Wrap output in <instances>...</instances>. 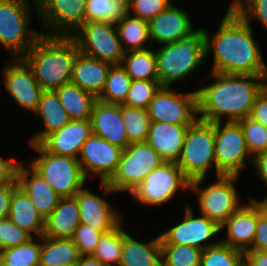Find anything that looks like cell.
Listing matches in <instances>:
<instances>
[{"mask_svg":"<svg viewBox=\"0 0 267 266\" xmlns=\"http://www.w3.org/2000/svg\"><path fill=\"white\" fill-rule=\"evenodd\" d=\"M253 28L231 6L218 30L211 37L204 31L205 58L213 52L209 72L267 75L260 47L253 38Z\"/></svg>","mask_w":267,"mask_h":266,"instance_id":"obj_1","label":"cell"},{"mask_svg":"<svg viewBox=\"0 0 267 266\" xmlns=\"http://www.w3.org/2000/svg\"><path fill=\"white\" fill-rule=\"evenodd\" d=\"M211 85L197 89L198 119L206 122L238 121L250 116L267 75L210 72Z\"/></svg>","mask_w":267,"mask_h":266,"instance_id":"obj_2","label":"cell"},{"mask_svg":"<svg viewBox=\"0 0 267 266\" xmlns=\"http://www.w3.org/2000/svg\"><path fill=\"white\" fill-rule=\"evenodd\" d=\"M78 53V46L71 36L42 34L21 59L43 91H55L71 83Z\"/></svg>","mask_w":267,"mask_h":266,"instance_id":"obj_3","label":"cell"},{"mask_svg":"<svg viewBox=\"0 0 267 266\" xmlns=\"http://www.w3.org/2000/svg\"><path fill=\"white\" fill-rule=\"evenodd\" d=\"M203 28L190 31L177 42L162 44L155 51L157 72L161 86H172L176 81H184L196 70L205 58Z\"/></svg>","mask_w":267,"mask_h":266,"instance_id":"obj_4","label":"cell"},{"mask_svg":"<svg viewBox=\"0 0 267 266\" xmlns=\"http://www.w3.org/2000/svg\"><path fill=\"white\" fill-rule=\"evenodd\" d=\"M215 123L197 119L188 126L178 167L190 180L205 178L208 169L215 167Z\"/></svg>","mask_w":267,"mask_h":266,"instance_id":"obj_5","label":"cell"},{"mask_svg":"<svg viewBox=\"0 0 267 266\" xmlns=\"http://www.w3.org/2000/svg\"><path fill=\"white\" fill-rule=\"evenodd\" d=\"M164 161L147 142L130 143L122 151L115 174L108 182H100L105 194L132 192L155 168Z\"/></svg>","mask_w":267,"mask_h":266,"instance_id":"obj_6","label":"cell"},{"mask_svg":"<svg viewBox=\"0 0 267 266\" xmlns=\"http://www.w3.org/2000/svg\"><path fill=\"white\" fill-rule=\"evenodd\" d=\"M31 8L28 0H0V44L13 59L26 54L42 35L29 29Z\"/></svg>","mask_w":267,"mask_h":266,"instance_id":"obj_7","label":"cell"},{"mask_svg":"<svg viewBox=\"0 0 267 266\" xmlns=\"http://www.w3.org/2000/svg\"><path fill=\"white\" fill-rule=\"evenodd\" d=\"M29 145L40 154L29 165L61 197H74L86 184L78 158L50 153L39 143Z\"/></svg>","mask_w":267,"mask_h":266,"instance_id":"obj_8","label":"cell"},{"mask_svg":"<svg viewBox=\"0 0 267 266\" xmlns=\"http://www.w3.org/2000/svg\"><path fill=\"white\" fill-rule=\"evenodd\" d=\"M239 176H218L216 183L201 188L205 178L190 181V189L197 194L201 214L221 226L244 204L235 186Z\"/></svg>","mask_w":267,"mask_h":266,"instance_id":"obj_9","label":"cell"},{"mask_svg":"<svg viewBox=\"0 0 267 266\" xmlns=\"http://www.w3.org/2000/svg\"><path fill=\"white\" fill-rule=\"evenodd\" d=\"M71 37L81 53L113 65H121L125 54L115 24L84 22Z\"/></svg>","mask_w":267,"mask_h":266,"instance_id":"obj_10","label":"cell"},{"mask_svg":"<svg viewBox=\"0 0 267 266\" xmlns=\"http://www.w3.org/2000/svg\"><path fill=\"white\" fill-rule=\"evenodd\" d=\"M216 177L240 176L246 159L253 161L238 121L215 122Z\"/></svg>","mask_w":267,"mask_h":266,"instance_id":"obj_11","label":"cell"},{"mask_svg":"<svg viewBox=\"0 0 267 266\" xmlns=\"http://www.w3.org/2000/svg\"><path fill=\"white\" fill-rule=\"evenodd\" d=\"M180 188L189 190L190 180L176 163L163 162L130 194L142 205L155 206L169 202Z\"/></svg>","mask_w":267,"mask_h":266,"instance_id":"obj_12","label":"cell"},{"mask_svg":"<svg viewBox=\"0 0 267 266\" xmlns=\"http://www.w3.org/2000/svg\"><path fill=\"white\" fill-rule=\"evenodd\" d=\"M151 121L192 125L198 119L197 91L177 93L161 86L147 107Z\"/></svg>","mask_w":267,"mask_h":266,"instance_id":"obj_13","label":"cell"},{"mask_svg":"<svg viewBox=\"0 0 267 266\" xmlns=\"http://www.w3.org/2000/svg\"><path fill=\"white\" fill-rule=\"evenodd\" d=\"M45 35L71 36L83 23L86 0H37Z\"/></svg>","mask_w":267,"mask_h":266,"instance_id":"obj_14","label":"cell"},{"mask_svg":"<svg viewBox=\"0 0 267 266\" xmlns=\"http://www.w3.org/2000/svg\"><path fill=\"white\" fill-rule=\"evenodd\" d=\"M220 232V226L201 214L195 217L189 205L186 206L183 221L160 234L161 244L189 245L204 250L219 242L207 243Z\"/></svg>","mask_w":267,"mask_h":266,"instance_id":"obj_15","label":"cell"},{"mask_svg":"<svg viewBox=\"0 0 267 266\" xmlns=\"http://www.w3.org/2000/svg\"><path fill=\"white\" fill-rule=\"evenodd\" d=\"M123 149L92 134L82 145L78 160L87 179L88 174L108 182L115 174ZM90 172V173H89Z\"/></svg>","mask_w":267,"mask_h":266,"instance_id":"obj_16","label":"cell"},{"mask_svg":"<svg viewBox=\"0 0 267 266\" xmlns=\"http://www.w3.org/2000/svg\"><path fill=\"white\" fill-rule=\"evenodd\" d=\"M10 62L3 68L5 88L15 103L35 113L43 90L21 58L11 59Z\"/></svg>","mask_w":267,"mask_h":266,"instance_id":"obj_17","label":"cell"},{"mask_svg":"<svg viewBox=\"0 0 267 266\" xmlns=\"http://www.w3.org/2000/svg\"><path fill=\"white\" fill-rule=\"evenodd\" d=\"M91 135L90 119L70 120L61 129L46 135L39 144L50 153L78 158L83 143Z\"/></svg>","mask_w":267,"mask_h":266,"instance_id":"obj_18","label":"cell"},{"mask_svg":"<svg viewBox=\"0 0 267 266\" xmlns=\"http://www.w3.org/2000/svg\"><path fill=\"white\" fill-rule=\"evenodd\" d=\"M90 122L92 134L123 150L130 144L121 116V104L97 100L93 106Z\"/></svg>","mask_w":267,"mask_h":266,"instance_id":"obj_19","label":"cell"},{"mask_svg":"<svg viewBox=\"0 0 267 266\" xmlns=\"http://www.w3.org/2000/svg\"><path fill=\"white\" fill-rule=\"evenodd\" d=\"M249 201L220 226V230L227 228L228 235L227 239L220 242L243 253L252 250L257 225V202L253 197Z\"/></svg>","mask_w":267,"mask_h":266,"instance_id":"obj_20","label":"cell"},{"mask_svg":"<svg viewBox=\"0 0 267 266\" xmlns=\"http://www.w3.org/2000/svg\"><path fill=\"white\" fill-rule=\"evenodd\" d=\"M75 197L79 206L81 223L107 233L122 221L120 212L112 209L109 202L88 189L83 187Z\"/></svg>","mask_w":267,"mask_h":266,"instance_id":"obj_21","label":"cell"},{"mask_svg":"<svg viewBox=\"0 0 267 266\" xmlns=\"http://www.w3.org/2000/svg\"><path fill=\"white\" fill-rule=\"evenodd\" d=\"M189 17L187 12L170 3L164 11L148 21L149 44L152 40L161 45L177 42L193 30Z\"/></svg>","mask_w":267,"mask_h":266,"instance_id":"obj_22","label":"cell"},{"mask_svg":"<svg viewBox=\"0 0 267 266\" xmlns=\"http://www.w3.org/2000/svg\"><path fill=\"white\" fill-rule=\"evenodd\" d=\"M18 186L28 195L39 214L46 219L58 205L61 196L31 166L19 165Z\"/></svg>","mask_w":267,"mask_h":266,"instance_id":"obj_23","label":"cell"},{"mask_svg":"<svg viewBox=\"0 0 267 266\" xmlns=\"http://www.w3.org/2000/svg\"><path fill=\"white\" fill-rule=\"evenodd\" d=\"M188 126L151 121L146 142L156 150L164 162L177 163Z\"/></svg>","mask_w":267,"mask_h":266,"instance_id":"obj_24","label":"cell"},{"mask_svg":"<svg viewBox=\"0 0 267 266\" xmlns=\"http://www.w3.org/2000/svg\"><path fill=\"white\" fill-rule=\"evenodd\" d=\"M111 66L79 51L73 65L71 83L98 97L104 88Z\"/></svg>","mask_w":267,"mask_h":266,"instance_id":"obj_25","label":"cell"},{"mask_svg":"<svg viewBox=\"0 0 267 266\" xmlns=\"http://www.w3.org/2000/svg\"><path fill=\"white\" fill-rule=\"evenodd\" d=\"M81 223L76 197H61L58 205L45 219L44 237L72 239Z\"/></svg>","mask_w":267,"mask_h":266,"instance_id":"obj_26","label":"cell"},{"mask_svg":"<svg viewBox=\"0 0 267 266\" xmlns=\"http://www.w3.org/2000/svg\"><path fill=\"white\" fill-rule=\"evenodd\" d=\"M118 266H162L160 235L143 243L122 228V251Z\"/></svg>","mask_w":267,"mask_h":266,"instance_id":"obj_27","label":"cell"},{"mask_svg":"<svg viewBox=\"0 0 267 266\" xmlns=\"http://www.w3.org/2000/svg\"><path fill=\"white\" fill-rule=\"evenodd\" d=\"M8 218L32 237L34 234H36V237L44 234L45 219L39 214L31 199L19 186L11 195Z\"/></svg>","mask_w":267,"mask_h":266,"instance_id":"obj_28","label":"cell"},{"mask_svg":"<svg viewBox=\"0 0 267 266\" xmlns=\"http://www.w3.org/2000/svg\"><path fill=\"white\" fill-rule=\"evenodd\" d=\"M34 114L41 116L45 129L35 134L30 139V144H38L46 135L61 129L71 120L55 91L42 92Z\"/></svg>","mask_w":267,"mask_h":266,"instance_id":"obj_29","label":"cell"},{"mask_svg":"<svg viewBox=\"0 0 267 266\" xmlns=\"http://www.w3.org/2000/svg\"><path fill=\"white\" fill-rule=\"evenodd\" d=\"M55 92L71 120L90 119L93 106L98 100L95 95L73 83L62 85Z\"/></svg>","mask_w":267,"mask_h":266,"instance_id":"obj_30","label":"cell"},{"mask_svg":"<svg viewBox=\"0 0 267 266\" xmlns=\"http://www.w3.org/2000/svg\"><path fill=\"white\" fill-rule=\"evenodd\" d=\"M80 256L72 239L41 236L40 265H76Z\"/></svg>","mask_w":267,"mask_h":266,"instance_id":"obj_31","label":"cell"},{"mask_svg":"<svg viewBox=\"0 0 267 266\" xmlns=\"http://www.w3.org/2000/svg\"><path fill=\"white\" fill-rule=\"evenodd\" d=\"M116 28L124 52L148 49L143 46L150 40L148 21L130 16L128 12Z\"/></svg>","mask_w":267,"mask_h":266,"instance_id":"obj_32","label":"cell"},{"mask_svg":"<svg viewBox=\"0 0 267 266\" xmlns=\"http://www.w3.org/2000/svg\"><path fill=\"white\" fill-rule=\"evenodd\" d=\"M121 66L132 80H159L156 54L151 49L125 52Z\"/></svg>","mask_w":267,"mask_h":266,"instance_id":"obj_33","label":"cell"},{"mask_svg":"<svg viewBox=\"0 0 267 266\" xmlns=\"http://www.w3.org/2000/svg\"><path fill=\"white\" fill-rule=\"evenodd\" d=\"M132 83L131 77L121 65H113L109 69L107 79L99 101L111 104H124Z\"/></svg>","mask_w":267,"mask_h":266,"instance_id":"obj_34","label":"cell"},{"mask_svg":"<svg viewBox=\"0 0 267 266\" xmlns=\"http://www.w3.org/2000/svg\"><path fill=\"white\" fill-rule=\"evenodd\" d=\"M127 13V6L118 0H86L84 22L104 21L116 25Z\"/></svg>","mask_w":267,"mask_h":266,"instance_id":"obj_35","label":"cell"},{"mask_svg":"<svg viewBox=\"0 0 267 266\" xmlns=\"http://www.w3.org/2000/svg\"><path fill=\"white\" fill-rule=\"evenodd\" d=\"M121 116L130 143L146 142L151 123L147 109L121 104Z\"/></svg>","mask_w":267,"mask_h":266,"instance_id":"obj_36","label":"cell"},{"mask_svg":"<svg viewBox=\"0 0 267 266\" xmlns=\"http://www.w3.org/2000/svg\"><path fill=\"white\" fill-rule=\"evenodd\" d=\"M101 236L92 256L105 266H118L122 251V223Z\"/></svg>","mask_w":267,"mask_h":266,"instance_id":"obj_37","label":"cell"},{"mask_svg":"<svg viewBox=\"0 0 267 266\" xmlns=\"http://www.w3.org/2000/svg\"><path fill=\"white\" fill-rule=\"evenodd\" d=\"M38 239L40 243L32 238L25 244L1 250L0 261L6 266H39L41 236Z\"/></svg>","mask_w":267,"mask_h":266,"instance_id":"obj_38","label":"cell"},{"mask_svg":"<svg viewBox=\"0 0 267 266\" xmlns=\"http://www.w3.org/2000/svg\"><path fill=\"white\" fill-rule=\"evenodd\" d=\"M244 253L219 241L202 251L200 266H243Z\"/></svg>","mask_w":267,"mask_h":266,"instance_id":"obj_39","label":"cell"},{"mask_svg":"<svg viewBox=\"0 0 267 266\" xmlns=\"http://www.w3.org/2000/svg\"><path fill=\"white\" fill-rule=\"evenodd\" d=\"M202 251L189 245L161 244L162 266H200Z\"/></svg>","mask_w":267,"mask_h":266,"instance_id":"obj_40","label":"cell"},{"mask_svg":"<svg viewBox=\"0 0 267 266\" xmlns=\"http://www.w3.org/2000/svg\"><path fill=\"white\" fill-rule=\"evenodd\" d=\"M160 87L159 80H132L124 105L147 109Z\"/></svg>","mask_w":267,"mask_h":266,"instance_id":"obj_41","label":"cell"},{"mask_svg":"<svg viewBox=\"0 0 267 266\" xmlns=\"http://www.w3.org/2000/svg\"><path fill=\"white\" fill-rule=\"evenodd\" d=\"M240 123L249 154L254 158L257 154L267 151V127L250 117L238 120Z\"/></svg>","mask_w":267,"mask_h":266,"instance_id":"obj_42","label":"cell"},{"mask_svg":"<svg viewBox=\"0 0 267 266\" xmlns=\"http://www.w3.org/2000/svg\"><path fill=\"white\" fill-rule=\"evenodd\" d=\"M230 5L247 23L251 18L261 21L267 29V0H234Z\"/></svg>","mask_w":267,"mask_h":266,"instance_id":"obj_43","label":"cell"},{"mask_svg":"<svg viewBox=\"0 0 267 266\" xmlns=\"http://www.w3.org/2000/svg\"><path fill=\"white\" fill-rule=\"evenodd\" d=\"M33 237L9 218L0 220V251L27 243Z\"/></svg>","mask_w":267,"mask_h":266,"instance_id":"obj_44","label":"cell"},{"mask_svg":"<svg viewBox=\"0 0 267 266\" xmlns=\"http://www.w3.org/2000/svg\"><path fill=\"white\" fill-rule=\"evenodd\" d=\"M102 235L103 232L93 229L90 225L80 223L72 240L81 256L92 255Z\"/></svg>","mask_w":267,"mask_h":266,"instance_id":"obj_45","label":"cell"},{"mask_svg":"<svg viewBox=\"0 0 267 266\" xmlns=\"http://www.w3.org/2000/svg\"><path fill=\"white\" fill-rule=\"evenodd\" d=\"M170 3L168 0H132L127 9L128 12L133 11L134 17L149 21L164 11Z\"/></svg>","mask_w":267,"mask_h":266,"instance_id":"obj_46","label":"cell"},{"mask_svg":"<svg viewBox=\"0 0 267 266\" xmlns=\"http://www.w3.org/2000/svg\"><path fill=\"white\" fill-rule=\"evenodd\" d=\"M252 250L267 252V213L257 203V225Z\"/></svg>","mask_w":267,"mask_h":266,"instance_id":"obj_47","label":"cell"},{"mask_svg":"<svg viewBox=\"0 0 267 266\" xmlns=\"http://www.w3.org/2000/svg\"><path fill=\"white\" fill-rule=\"evenodd\" d=\"M21 162L14 158L4 159L0 157V185L18 184L17 173Z\"/></svg>","mask_w":267,"mask_h":266,"instance_id":"obj_48","label":"cell"},{"mask_svg":"<svg viewBox=\"0 0 267 266\" xmlns=\"http://www.w3.org/2000/svg\"><path fill=\"white\" fill-rule=\"evenodd\" d=\"M249 117L267 127V85L258 94Z\"/></svg>","mask_w":267,"mask_h":266,"instance_id":"obj_49","label":"cell"},{"mask_svg":"<svg viewBox=\"0 0 267 266\" xmlns=\"http://www.w3.org/2000/svg\"><path fill=\"white\" fill-rule=\"evenodd\" d=\"M17 187L18 184L0 185V220L8 218L10 211L11 195Z\"/></svg>","mask_w":267,"mask_h":266,"instance_id":"obj_50","label":"cell"},{"mask_svg":"<svg viewBox=\"0 0 267 266\" xmlns=\"http://www.w3.org/2000/svg\"><path fill=\"white\" fill-rule=\"evenodd\" d=\"M244 264L246 266H267V252L259 250H248L244 253Z\"/></svg>","mask_w":267,"mask_h":266,"instance_id":"obj_51","label":"cell"},{"mask_svg":"<svg viewBox=\"0 0 267 266\" xmlns=\"http://www.w3.org/2000/svg\"><path fill=\"white\" fill-rule=\"evenodd\" d=\"M259 178L267 185V151L257 154L252 161Z\"/></svg>","mask_w":267,"mask_h":266,"instance_id":"obj_52","label":"cell"},{"mask_svg":"<svg viewBox=\"0 0 267 266\" xmlns=\"http://www.w3.org/2000/svg\"><path fill=\"white\" fill-rule=\"evenodd\" d=\"M75 266H105L97 258L92 255L80 256L79 261Z\"/></svg>","mask_w":267,"mask_h":266,"instance_id":"obj_53","label":"cell"},{"mask_svg":"<svg viewBox=\"0 0 267 266\" xmlns=\"http://www.w3.org/2000/svg\"><path fill=\"white\" fill-rule=\"evenodd\" d=\"M255 201L262 207V210L267 213V195L262 200Z\"/></svg>","mask_w":267,"mask_h":266,"instance_id":"obj_54","label":"cell"},{"mask_svg":"<svg viewBox=\"0 0 267 266\" xmlns=\"http://www.w3.org/2000/svg\"><path fill=\"white\" fill-rule=\"evenodd\" d=\"M118 1L122 2L124 5L128 7L132 0H118Z\"/></svg>","mask_w":267,"mask_h":266,"instance_id":"obj_55","label":"cell"},{"mask_svg":"<svg viewBox=\"0 0 267 266\" xmlns=\"http://www.w3.org/2000/svg\"><path fill=\"white\" fill-rule=\"evenodd\" d=\"M33 1H34L33 4H35V8H36V11H37V13H38V3H37V0H33Z\"/></svg>","mask_w":267,"mask_h":266,"instance_id":"obj_56","label":"cell"},{"mask_svg":"<svg viewBox=\"0 0 267 266\" xmlns=\"http://www.w3.org/2000/svg\"><path fill=\"white\" fill-rule=\"evenodd\" d=\"M39 266H44V265H39ZM56 266H75V265H56Z\"/></svg>","mask_w":267,"mask_h":266,"instance_id":"obj_57","label":"cell"},{"mask_svg":"<svg viewBox=\"0 0 267 266\" xmlns=\"http://www.w3.org/2000/svg\"><path fill=\"white\" fill-rule=\"evenodd\" d=\"M0 266H6L2 261H0Z\"/></svg>","mask_w":267,"mask_h":266,"instance_id":"obj_58","label":"cell"}]
</instances>
